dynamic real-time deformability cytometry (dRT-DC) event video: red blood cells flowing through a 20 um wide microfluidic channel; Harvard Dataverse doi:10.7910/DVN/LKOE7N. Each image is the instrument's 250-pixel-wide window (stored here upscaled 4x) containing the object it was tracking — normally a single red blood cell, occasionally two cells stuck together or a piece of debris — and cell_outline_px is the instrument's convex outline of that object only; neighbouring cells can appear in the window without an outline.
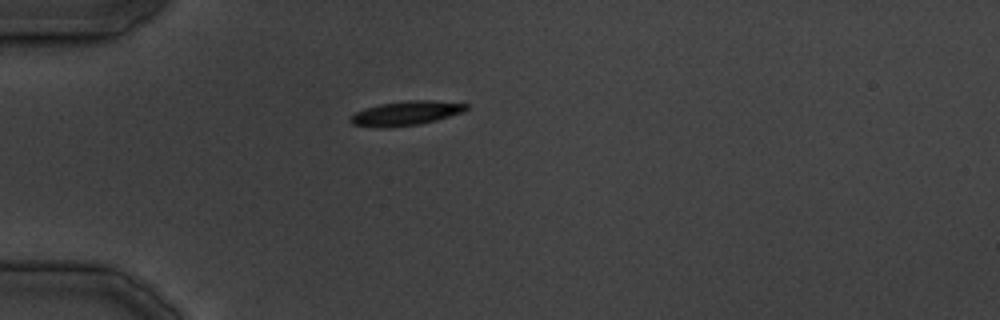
{"species": "common noctule bat (a hibernating species)", "species_latin": "Nyctalus noctula", "temperature_condition": "cold", "stored_images_in_passage": 28, "camera_frame_rate_fps": 3000, "um_per_image_px": 0.085, "animal": {"sex": "male", "body_mass_g": 19.5, "forearm_length_mm": 54.6}, "frame": {"image": 1, "passage_image": 1, "time_ms": 0.0, "image_size_px": [1000, 320], "cell_outline_px": [[468, 108], [464, 112], [436, 120], [420, 124], [352, 124], [348, 120], [348, 116], [364, 108], [380, 104], [408, 100], [432, 100], [468, 104]], "centroid_in_image_um": [34.59, 9.56], "position_along_channel_um": 50.4, "area_um2": 15.49}}
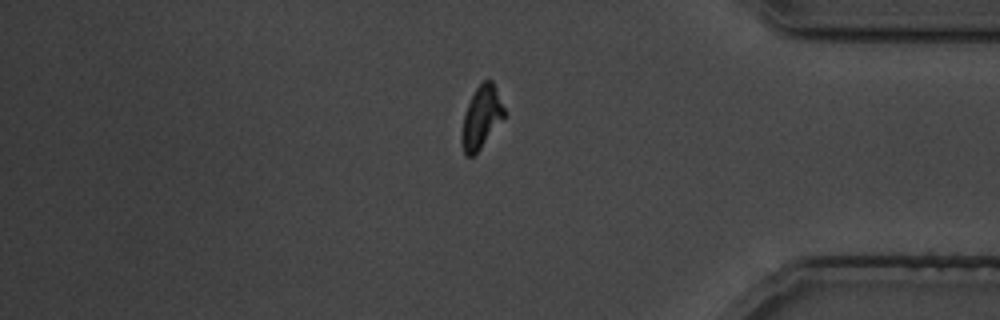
{"frame": {"image": 2, "passage_image": 22, "time_ms": 26.0, "image_size_px": [1000, 320], "cell_outline_px": [[504, 116], [480, 148], [472, 156], [464, 156], [460, 140], [464, 112], [476, 88], [484, 80], [492, 80], [504, 108]], "centroid_in_image_um": [40.87, 9.98], "position_along_channel_um": 394.3, "area_um2": 15.03}}
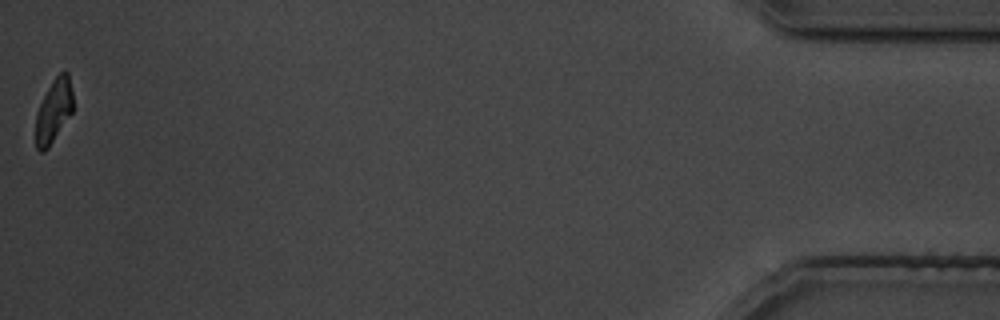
{"frame": {"image": 3, "passage_image": 28, "time_ms": 33.0, "image_size_px": [1000, 320], "cell_outline_px": [[72, 112], [48, 148], [44, 152], [40, 152], [36, 148], [36, 112], [52, 80], [64, 68], [68, 72], [72, 92]], "centroid_in_image_um": [4.56, 9.4], "position_along_channel_um": 430.6, "area_um2": 13.7}}